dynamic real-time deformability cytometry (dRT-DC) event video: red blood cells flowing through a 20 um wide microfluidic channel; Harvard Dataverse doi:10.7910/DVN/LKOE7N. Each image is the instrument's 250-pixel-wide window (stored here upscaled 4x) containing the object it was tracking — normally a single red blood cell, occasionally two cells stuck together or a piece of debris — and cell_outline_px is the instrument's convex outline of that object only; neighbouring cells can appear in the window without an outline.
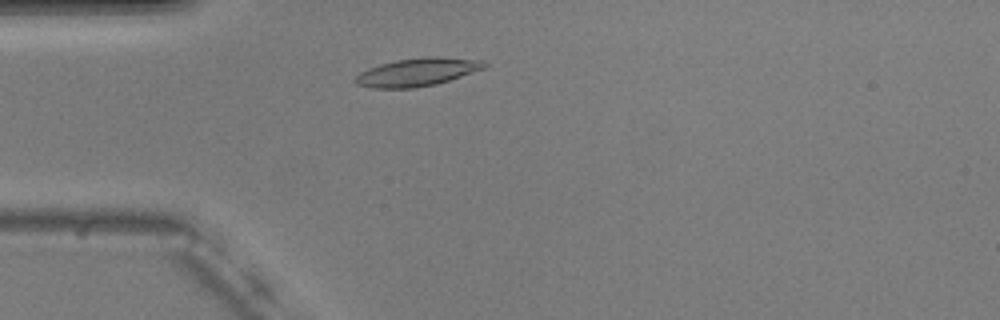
{"species": "common noctule bat (a hibernating species)", "species_latin": "Nyctalus noctula", "temperature_condition": "warm", "stored_images_in_passage": 41, "camera_frame_rate_fps": 3000, "um_per_image_px": 0.085, "animal": {"sex": "male", "body_mass_g": 20.5, "forearm_length_mm": 52.5}, "frame": {"image": 1, "passage_image": 1, "time_ms": 0.0, "image_size_px": [1000, 320], "cell_outline_px": [[488, 64], [484, 68], [436, 84], [416, 88], [372, 88], [356, 84], [352, 80], [360, 72], [368, 68], [380, 64], [396, 60], [424, 56], [440, 56], [480, 60]], "centroid_in_image_um": [35.42, 6.12], "position_along_channel_um": 49.6, "area_um2": 21.1}}
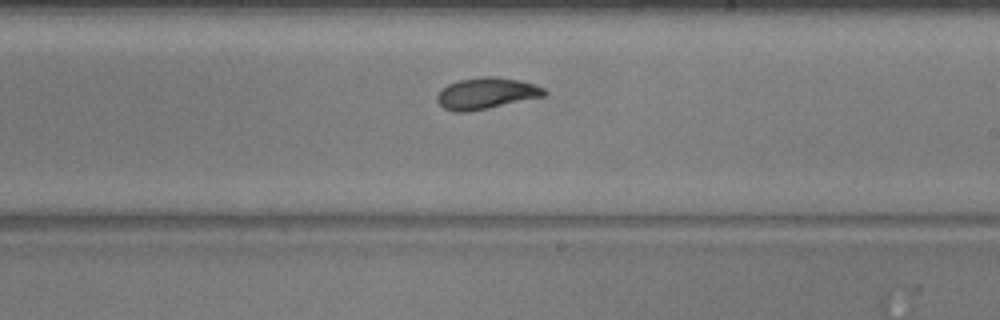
{"frame": {"image": 2, "passage_image": 18, "time_ms": 5.667, "image_size_px": [1000, 320], "cell_outline_px": [[548, 92], [544, 96], [472, 112], [452, 112], [444, 108], [436, 100], [436, 96], [448, 84], [456, 80], [480, 76], [496, 76], [520, 80], [536, 84], [544, 88]], "centroid_in_image_um": [41.34, 7.93], "position_along_channel_um": 247.7, "area_um2": 19.94}}
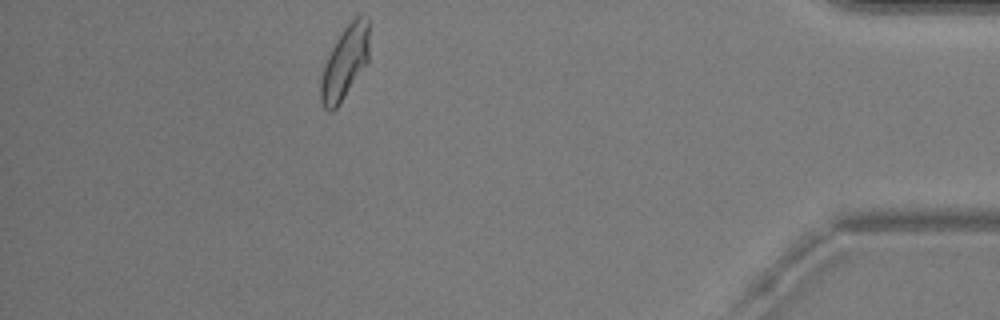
{"frame": {"image": 3, "passage_image": 35, "time_ms": 11.333, "image_size_px": [1000, 320], "cell_outline_px": [[368, 60], [336, 108], [332, 112], [328, 112], [324, 108], [320, 100], [320, 80], [328, 56], [340, 32], [360, 12], [368, 16]], "centroid_in_image_um": [29.3, 5.28], "position_along_channel_um": 405.9, "area_um2": 20.29}, "authors_computed_cell_mechanics": {"area_um2": 19.941, "velocity_mm_per_s": 3.6769, "shape_relaxation_time_tau1_ms": 5.7733, "shape_relaxation_time_tau2_ms": 1.6812, "deformation_change_tau1": 0.1771, "deformation_change_tau2": 0.0682}}